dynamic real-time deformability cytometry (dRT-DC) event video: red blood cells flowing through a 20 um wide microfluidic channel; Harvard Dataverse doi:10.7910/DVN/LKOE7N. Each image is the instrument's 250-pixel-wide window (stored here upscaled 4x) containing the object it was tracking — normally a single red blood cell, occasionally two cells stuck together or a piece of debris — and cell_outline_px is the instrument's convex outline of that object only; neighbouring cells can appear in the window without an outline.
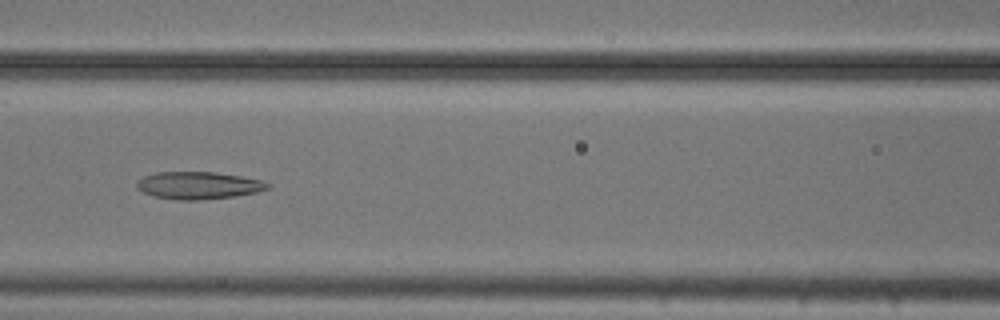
{"species": "common noctule bat (a hibernating species)", "species_latin": "Nyctalus noctula", "temperature_condition": "cold", "stored_images_in_passage": 53, "camera_frame_rate_fps": 3000, "um_per_image_px": 0.085, "animal": {"sex": "male", "body_mass_g": 20.5, "forearm_length_mm": 52.5}, "frame": {"image": 1, "passage_image": 23, "time_ms": 7.333, "image_size_px": [1000, 320], "cell_outline_px": [[272, 188], [256, 192], [236, 196], [200, 200], [176, 200], [156, 196], [144, 192], [136, 188], [136, 180], [144, 176], [156, 172], [216, 172], [240, 176], [260, 180], [272, 184]], "centroid_in_image_um": [16.88, 15.76], "position_along_channel_um": 149.7, "area_um2": 20.98}}
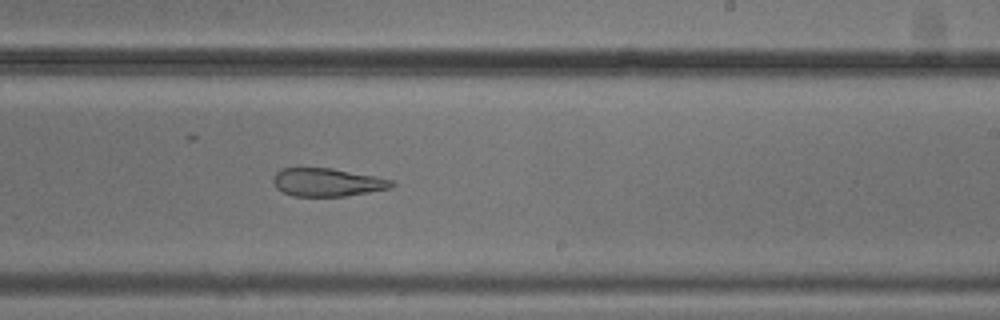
{"frame": {"image": 2, "passage_image": 32, "time_ms": 10.333, "image_size_px": [1000, 320], "cell_outline_px": [[396, 184], [392, 188], [344, 196], [292, 196], [276, 188], [272, 180], [272, 176], [280, 168], [332, 168], [376, 176], [392, 180]], "centroid_in_image_um": [27.81, 15.49], "position_along_channel_um": 261.2, "area_um2": 19.54}}
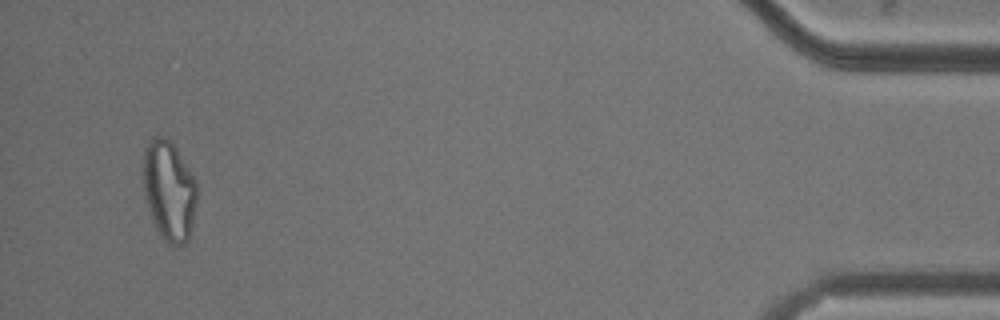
{"frame": {"image": 3, "passage_image": 51, "time_ms": 16.667, "image_size_px": [1000, 320], "cell_outline_px": [[196, 204], [192, 228], [188, 240], [184, 244], [172, 244], [160, 236], [152, 220], [148, 208], [144, 192], [144, 148], [152, 136], [164, 136], [172, 140], [196, 180]], "centroid_in_image_um": [14.38, 16.16], "position_along_channel_um": 420.8, "area_um2": 31.39}, "authors_computed_cell_mechanics": {"area_um2": 26.8192, "velocity_mm_per_s": 3.7351, "shape_relaxation_time_tau1_ms": null, "shape_relaxation_time_tau2_ms": 6.0519, "deformation_change_tau1": null, "deformation_change_tau2": 0.1626}}